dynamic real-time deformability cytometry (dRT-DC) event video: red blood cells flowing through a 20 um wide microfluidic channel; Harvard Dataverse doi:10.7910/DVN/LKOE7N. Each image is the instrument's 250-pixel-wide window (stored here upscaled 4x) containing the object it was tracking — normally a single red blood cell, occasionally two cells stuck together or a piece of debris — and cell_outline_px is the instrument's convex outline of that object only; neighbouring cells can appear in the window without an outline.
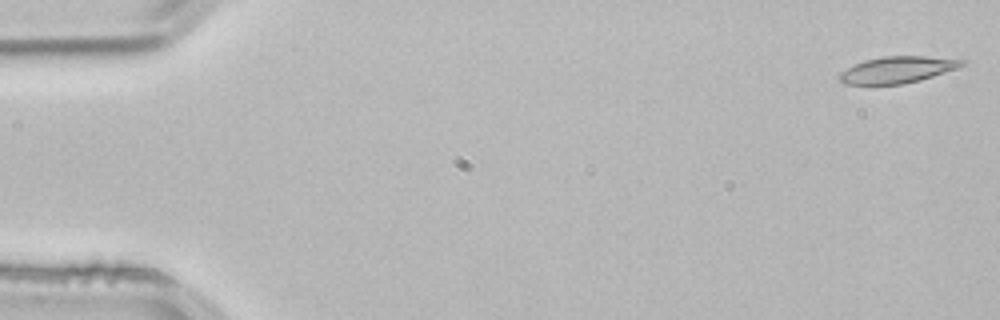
{"species": "common noctule bat (a hibernating species)", "species_latin": "Nyctalus noctula", "temperature_condition": "room temperature", "stored_images_in_passage": 53, "camera_frame_rate_fps": 3000, "um_per_image_px": 0.085, "animal": {"sex": "male", "body_mass_g": 21.5, "forearm_length_mm": 52.0}, "frame": {"image": 1, "passage_image": 1, "time_ms": 0.0, "image_size_px": [1000, 320], "cell_outline_px": [[968, 60], [964, 64], [956, 68], [920, 80], [904, 84], [844, 84], [836, 76], [840, 72], [864, 60], [884, 56], [924, 56]], "centroid_in_image_um": [76.25, 5.92], "position_along_channel_um": 8.7, "area_um2": 18.79}}
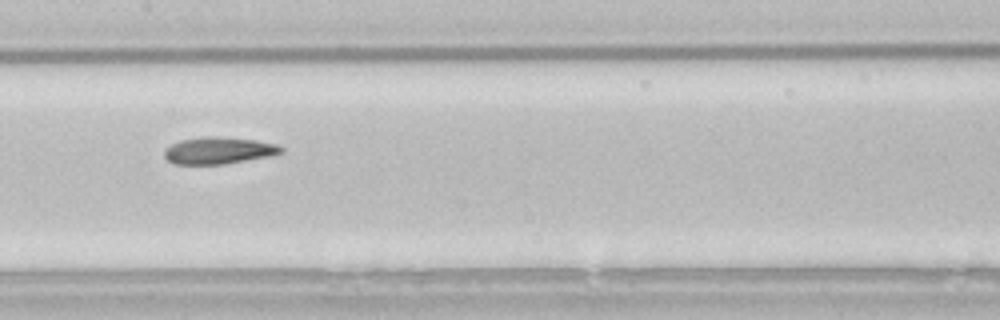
{"frame": {"image": 2, "passage_image": 26, "time_ms": 8.333, "image_size_px": [1000, 320], "cell_outline_px": [[284, 152], [268, 156], [224, 164], [172, 164], [164, 156], [164, 148], [180, 140], [208, 136], [216, 136], [256, 140], [276, 144], [284, 148]], "centroid_in_image_um": [18.56, 12.79], "position_along_channel_um": 188.8, "area_um2": 18.26}}
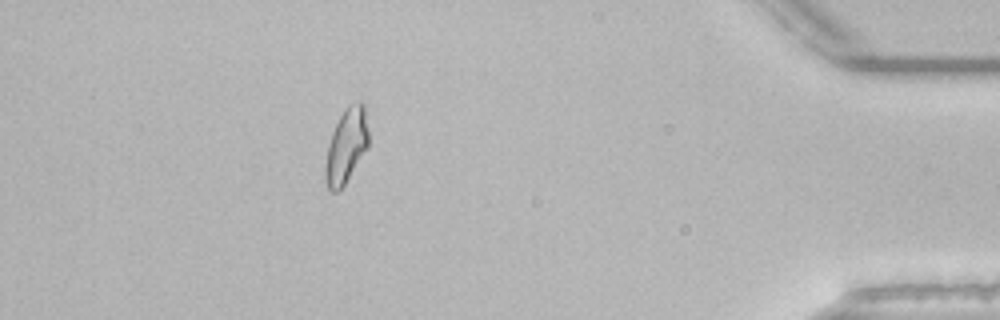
{"frame": {"image": 3, "passage_image": 47, "time_ms": 15.333, "image_size_px": [1000, 320], "cell_outline_px": [[368, 148], [344, 184], [336, 192], [332, 192], [328, 188], [324, 176], [324, 168], [328, 144], [332, 132], [344, 108], [348, 104], [360, 100], [364, 104], [368, 132]], "centroid_in_image_um": [29.43, 12.37], "position_along_channel_um": 405.8, "area_um2": 18.79}, "authors_computed_cell_mechanics": {"area_um2": 18.6694, "velocity_mm_per_s": 3.8248, "shape_relaxation_time_tau1_ms": 8.099, "shape_relaxation_time_tau2_ms": 4.706, "deformation_change_tau1": 0.1978, "deformation_change_tau2": 0.1276}}